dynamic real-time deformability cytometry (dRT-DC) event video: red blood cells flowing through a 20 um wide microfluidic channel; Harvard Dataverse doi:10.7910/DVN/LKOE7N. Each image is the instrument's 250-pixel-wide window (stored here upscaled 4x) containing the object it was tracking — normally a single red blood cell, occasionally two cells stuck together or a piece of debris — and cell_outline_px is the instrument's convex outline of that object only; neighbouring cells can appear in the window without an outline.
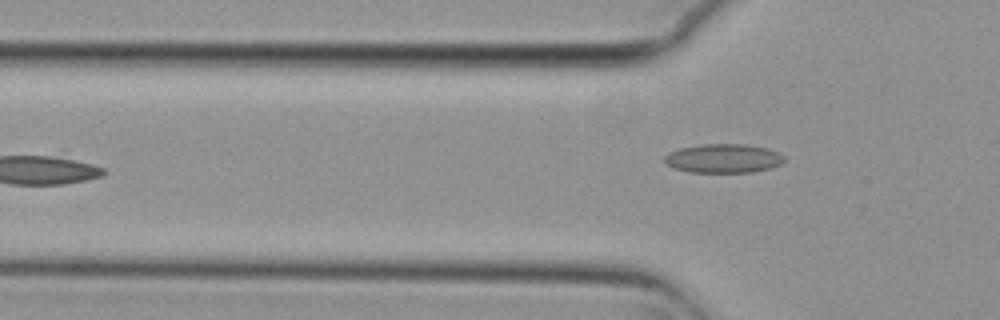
{"species": "common noctule bat (a hibernating species)", "species_latin": "Nyctalus noctula", "temperature_condition": "cold", "stored_images_in_passage": 6, "camera_frame_rate_fps": 3000, "um_per_image_px": 0.085, "animal": {"sex": "female", "body_mass_g": 29.2, "forearm_length_mm": 56.3}, "frame": {"image": 1, "passage_image": 6, "time_ms": 1.667, "image_size_px": [1000, 320], "cell_outline_px": [[784, 160], [780, 164], [768, 168], [752, 172], [688, 172], [672, 168], [664, 164], [664, 156], [668, 152], [680, 148], [700, 144], [748, 144], [768, 148], [780, 152], [784, 156]], "centroid_in_image_um": [61.45, 13.45], "position_along_channel_um": 64.4, "area_um2": 20.46}}